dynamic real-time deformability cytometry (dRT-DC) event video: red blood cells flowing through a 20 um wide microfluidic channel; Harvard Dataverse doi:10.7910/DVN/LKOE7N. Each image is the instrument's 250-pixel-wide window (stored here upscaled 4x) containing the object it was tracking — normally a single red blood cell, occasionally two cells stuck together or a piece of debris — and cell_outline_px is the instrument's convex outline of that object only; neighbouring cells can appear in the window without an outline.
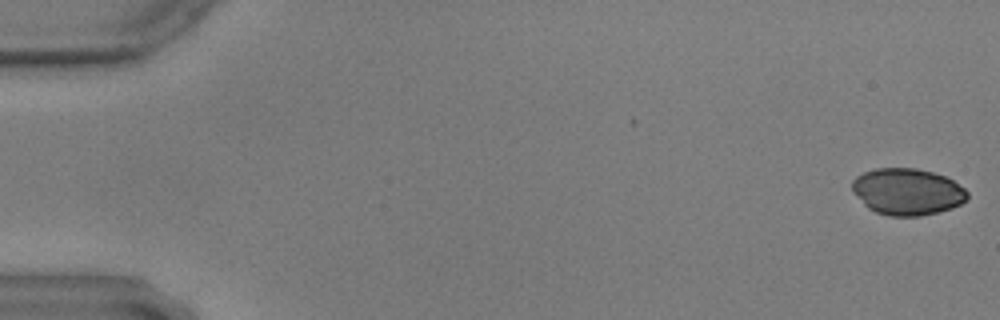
{"species": "common noctule bat (a hibernating species)", "species_latin": "Nyctalus noctula", "temperature_condition": "warm", "stored_images_in_passage": 9, "camera_frame_rate_fps": 3000, "um_per_image_px": 0.085, "animal": {"sex": "male", "body_mass_g": 17.9, "forearm_length_mm": 54.2}, "frame": {"image": 1, "passage_image": 1, "time_ms": 0.0, "image_size_px": [1000, 320], "cell_outline_px": [[968, 200], [952, 208], [920, 216], [888, 216], [876, 212], [868, 208], [852, 192], [852, 180], [856, 176], [864, 172], [876, 168], [916, 168], [932, 172], [944, 176], [952, 180], [964, 188], [968, 192]], "centroid_in_image_um": [77.11, 16.29], "position_along_channel_um": 7.9, "area_um2": 31.39}}